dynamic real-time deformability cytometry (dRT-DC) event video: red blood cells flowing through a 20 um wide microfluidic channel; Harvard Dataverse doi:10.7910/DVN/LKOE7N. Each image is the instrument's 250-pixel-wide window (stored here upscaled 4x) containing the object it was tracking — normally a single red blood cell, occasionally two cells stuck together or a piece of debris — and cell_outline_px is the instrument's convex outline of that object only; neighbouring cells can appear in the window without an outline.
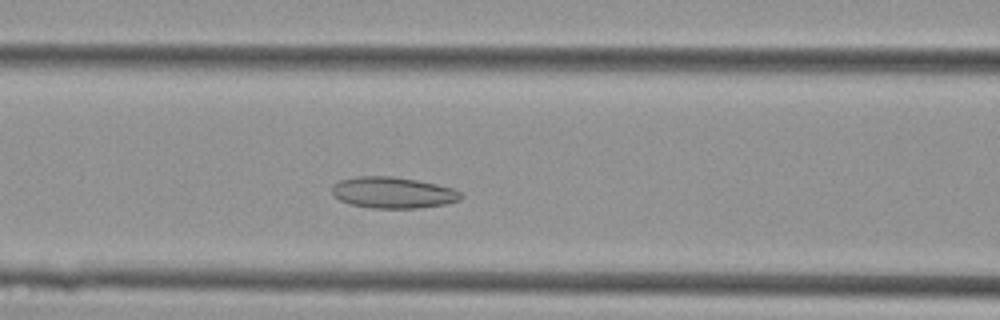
{"species": "Egyptian fruit bat (a non-hibernating species)", "species_latin": "Rousettus aegyptiacus", "temperature_condition": "cold", "stored_images_in_passage": 37, "camera_frame_rate_fps": 3000, "um_per_image_px": 0.085, "animal": {"sex": "female"}, "frame": {"image": 1, "passage_image": 12, "time_ms": 3.667, "image_size_px": [1000, 320], "cell_outline_px": [[464, 196], [460, 200], [448, 204], [416, 208], [368, 208], [348, 204], [332, 196], [332, 184], [340, 180], [360, 176], [392, 176], [416, 180], [436, 184], [452, 188], [460, 192]], "centroid_in_image_um": [33.38, 16.38], "position_along_channel_um": 133.2, "area_um2": 23.7}}
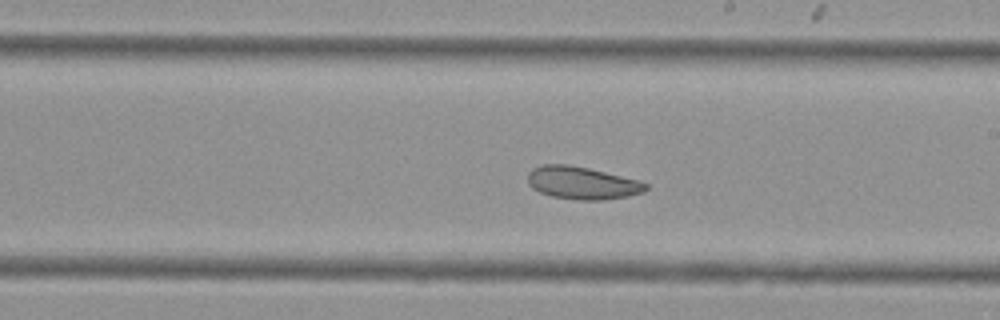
{"frame": {"image": 2, "passage_image": 19, "time_ms": 6.0, "image_size_px": [1000, 320], "cell_outline_px": [[648, 188], [644, 192], [628, 196], [604, 200], [580, 200], [552, 196], [540, 192], [532, 188], [528, 184], [528, 172], [532, 168], [544, 164], [568, 164], [588, 168], [640, 180], [648, 184]], "centroid_in_image_um": [49.49, 15.55], "position_along_channel_um": 239.5, "area_um2": 22.54}}
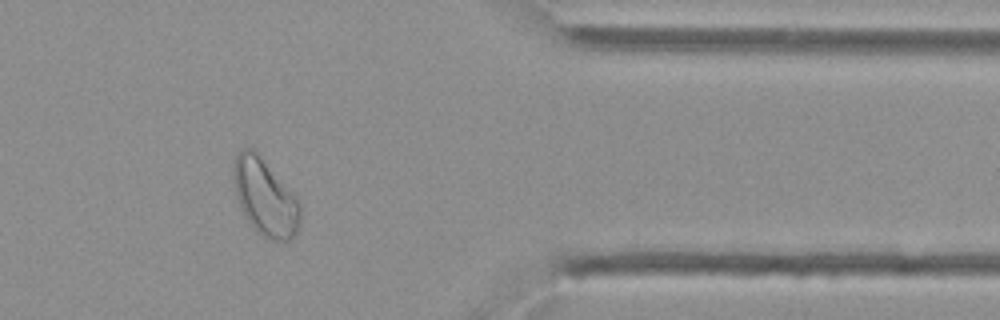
{"frame": {"image": 3, "passage_image": 30, "time_ms": 9.667, "image_size_px": [1000, 320], "cell_outline_px": [[300, 224], [296, 232], [288, 240], [272, 240], [256, 232], [244, 216], [240, 208], [236, 196], [232, 172], [236, 156], [244, 148], [252, 148], [256, 152], [300, 200]], "centroid_in_image_um": [22.52, 16.79], "position_along_channel_um": 388.9, "area_um2": 29.59}}